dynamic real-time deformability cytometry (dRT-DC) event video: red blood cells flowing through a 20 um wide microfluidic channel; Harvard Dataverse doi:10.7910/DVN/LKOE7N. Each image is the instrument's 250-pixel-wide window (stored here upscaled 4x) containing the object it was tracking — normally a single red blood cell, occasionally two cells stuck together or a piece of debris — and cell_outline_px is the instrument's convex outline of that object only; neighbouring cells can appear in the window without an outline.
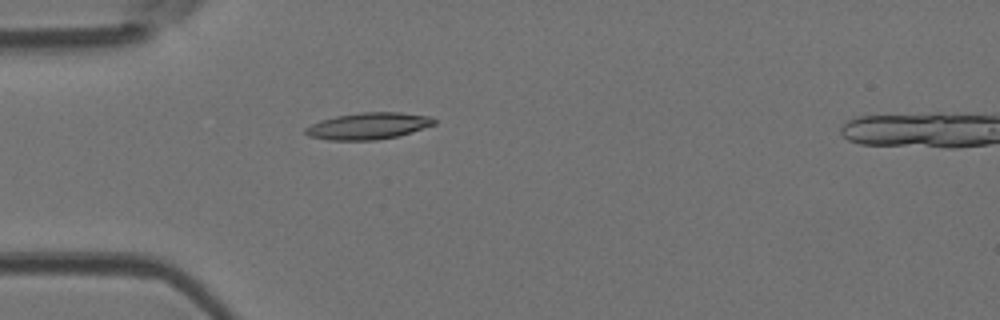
{"species": "Egyptian fruit bat (a non-hibernating species)", "species_latin": "Rousettus aegyptiacus", "temperature_condition": "room temperature", "stored_images_in_passage": 2, "camera_frame_rate_fps": 3000, "um_per_image_px": 0.085, "animal": {"sex": "female"}, "frame": {"image": 1, "passage_image": 1, "time_ms": 0.0, "image_size_px": [1000, 320], "cell_outline_px": [[436, 124], [424, 128], [396, 136], [376, 140], [328, 140], [308, 136], [304, 132], [304, 128], [320, 120], [336, 116], [364, 112], [400, 112], [432, 116], [436, 120]], "centroid_in_image_um": [31.31, 10.7], "position_along_channel_um": 53.7, "area_um2": 20.0}}